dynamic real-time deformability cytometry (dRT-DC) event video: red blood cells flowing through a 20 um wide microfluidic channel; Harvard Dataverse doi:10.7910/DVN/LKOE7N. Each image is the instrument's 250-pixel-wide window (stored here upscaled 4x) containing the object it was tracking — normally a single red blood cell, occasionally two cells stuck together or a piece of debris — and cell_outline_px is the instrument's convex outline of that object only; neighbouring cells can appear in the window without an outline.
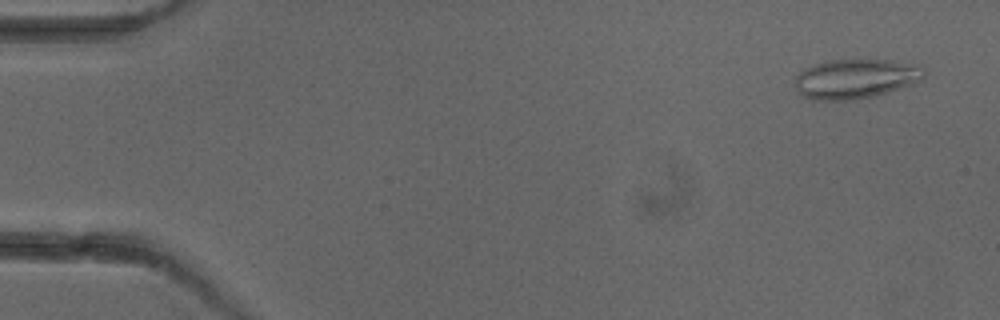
{"species": "common noctule bat (a hibernating species)", "species_latin": "Nyctalus noctula", "temperature_condition": "cold", "stored_images_in_passage": 5, "camera_frame_rate_fps": 3000, "um_per_image_px": 0.085, "animal": {"sex": "female"}, "frame": {"image": 1, "passage_image": 1, "time_ms": 0.0, "image_size_px": [1000, 320], "cell_outline_px": [[924, 76], [920, 80], [912, 84], [872, 96], [848, 100], [816, 100], [804, 96], [796, 88], [796, 76], [804, 68], [824, 60], [892, 60], [920, 64], [924, 68]], "centroid_in_image_um": [72.73, 6.67], "position_along_channel_um": 12.3, "area_um2": 29.59}}